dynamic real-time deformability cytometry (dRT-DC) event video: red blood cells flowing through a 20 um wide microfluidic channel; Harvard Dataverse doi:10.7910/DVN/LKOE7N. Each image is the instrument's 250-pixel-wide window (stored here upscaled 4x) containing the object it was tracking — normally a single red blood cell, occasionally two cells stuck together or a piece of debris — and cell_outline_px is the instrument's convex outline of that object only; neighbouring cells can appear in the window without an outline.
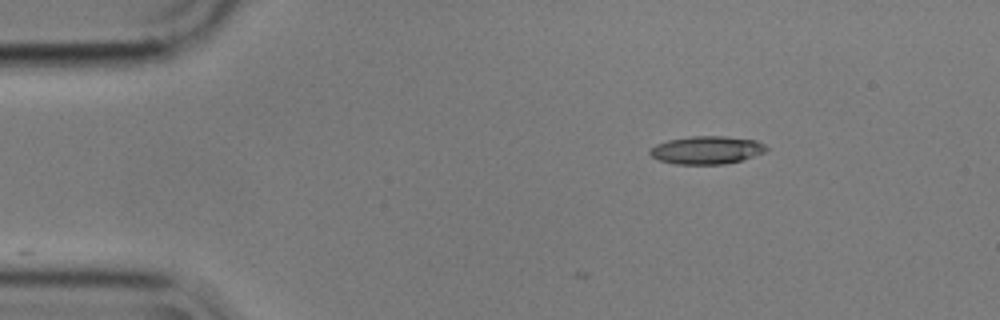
{"species": "common noctule bat (a hibernating species)", "species_latin": "Nyctalus noctula", "temperature_condition": "cold", "stored_images_in_passage": 3, "camera_frame_rate_fps": 3000, "um_per_image_px": 0.085, "animal": {"sex": "male", "body_mass_g": 17.9}, "frame": {"image": 1, "passage_image": 1, "time_ms": 0.0, "image_size_px": [1000, 320], "cell_outline_px": [[768, 148], [764, 152], [740, 160], [724, 164], [676, 164], [660, 160], [652, 156], [648, 152], [656, 144], [668, 140], [692, 136], [724, 136], [756, 140], [764, 144]], "centroid_in_image_um": [60.06, 12.75], "position_along_channel_um": 24.9, "area_um2": 18.73}}